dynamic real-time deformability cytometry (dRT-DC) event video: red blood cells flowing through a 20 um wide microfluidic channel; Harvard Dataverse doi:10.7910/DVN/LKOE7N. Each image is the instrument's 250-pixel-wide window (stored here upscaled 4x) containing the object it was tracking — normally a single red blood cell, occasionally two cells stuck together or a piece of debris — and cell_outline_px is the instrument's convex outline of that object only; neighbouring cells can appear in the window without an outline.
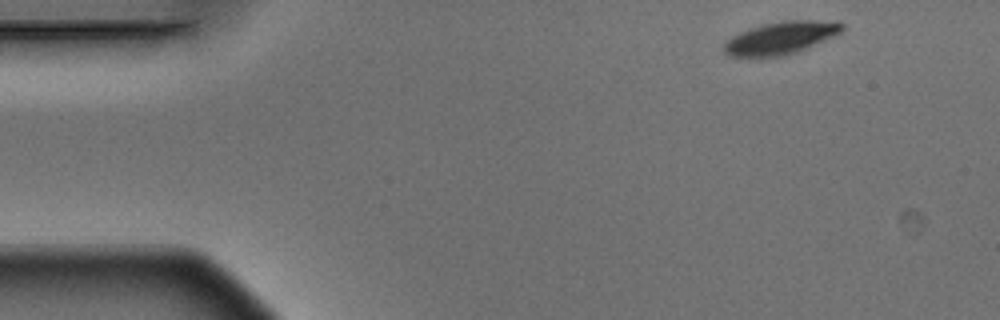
{"species": "Egyptian fruit bat (a non-hibernating species)", "species_latin": "Rousettus aegyptiacus", "temperature_condition": "warm", "stored_images_in_passage": 13, "camera_frame_rate_fps": 3000, "um_per_image_px": 0.085, "animal": {"sex": "male"}, "frame": {"image": 1, "passage_image": 1, "time_ms": 0.0, "image_size_px": [1000, 320], "cell_outline_px": [[844, 28], [840, 32], [808, 48], [784, 56], [728, 56], [720, 48], [724, 40], [748, 28], [764, 24], [784, 20], [840, 20], [844, 24]], "centroid_in_image_um": [66.35, 3.21], "position_along_channel_um": 18.7, "area_um2": 22.72}}
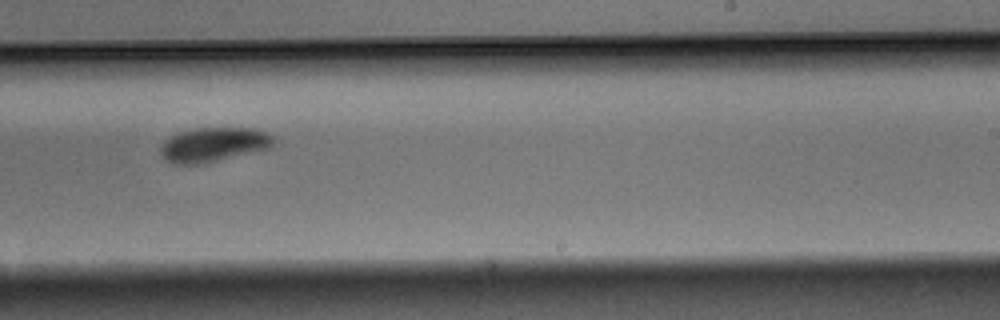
{"frame": {"image": 2, "passage_image": 8, "time_ms": 2.333, "image_size_px": [1000, 320], "cell_outline_px": [[272, 144], [268, 148], [204, 164], [176, 164], [168, 160], [160, 152], [160, 148], [164, 140], [168, 136], [180, 132], [196, 128], [252, 128], [264, 132], [272, 136]], "centroid_in_image_um": [18.1, 12.29], "position_along_channel_um": 270.9, "area_um2": 22.31}}
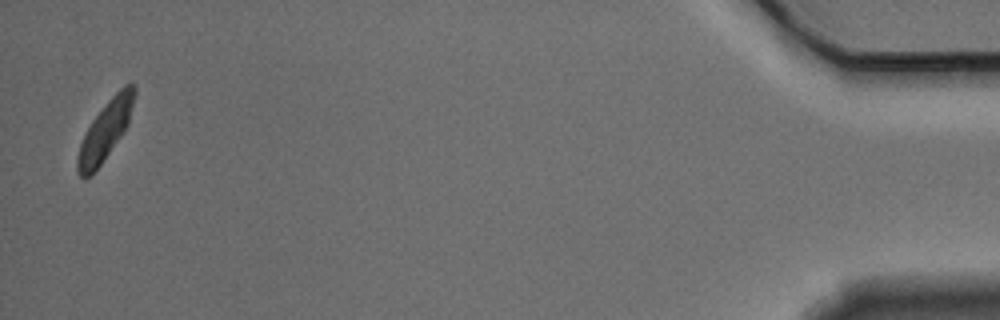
{"frame": {"image": 3, "passage_image": 13, "time_ms": 4.0, "image_size_px": [1000, 320], "cell_outline_px": [[136, 92], [128, 124], [120, 136], [92, 176], [80, 176], [76, 168], [76, 160], [80, 144], [92, 120], [108, 100], [124, 84], [132, 84], [136, 88]], "centroid_in_image_um": [8.95, 11.08], "position_along_channel_um": 426.3, "area_um2": 19.02}}